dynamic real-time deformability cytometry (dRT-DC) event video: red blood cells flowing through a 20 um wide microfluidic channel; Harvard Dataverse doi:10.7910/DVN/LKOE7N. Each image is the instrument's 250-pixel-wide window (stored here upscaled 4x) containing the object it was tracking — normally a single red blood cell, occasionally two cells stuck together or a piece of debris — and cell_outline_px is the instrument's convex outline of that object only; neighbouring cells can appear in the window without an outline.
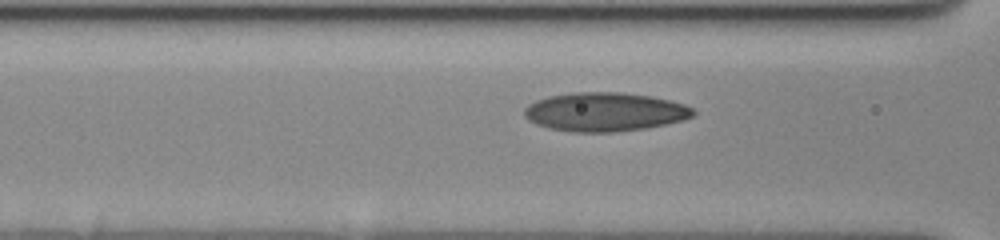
{"species": "human", "species_latin": "Homo sapiens", "temperature_condition": "cold", "stored_images_in_passage": 9, "camera_frame_rate_fps": 3000, "um_per_image_px": 0.085, "donor": {"sex": "female"}, "frame": {"image": 1, "passage_image": 6, "time_ms": 1.667, "image_size_px": [1000, 240], "cell_outline_px": [[696, 112], [692, 116], [684, 120], [648, 128], [612, 132], [572, 132], [548, 128], [536, 124], [528, 120], [524, 116], [524, 108], [528, 104], [536, 100], [548, 96], [572, 92], [620, 92], [652, 96], [684, 104], [692, 108]], "centroid_in_image_um": [51.39, 9.51], "position_along_channel_um": 115.2, "area_um2": 38.44}}